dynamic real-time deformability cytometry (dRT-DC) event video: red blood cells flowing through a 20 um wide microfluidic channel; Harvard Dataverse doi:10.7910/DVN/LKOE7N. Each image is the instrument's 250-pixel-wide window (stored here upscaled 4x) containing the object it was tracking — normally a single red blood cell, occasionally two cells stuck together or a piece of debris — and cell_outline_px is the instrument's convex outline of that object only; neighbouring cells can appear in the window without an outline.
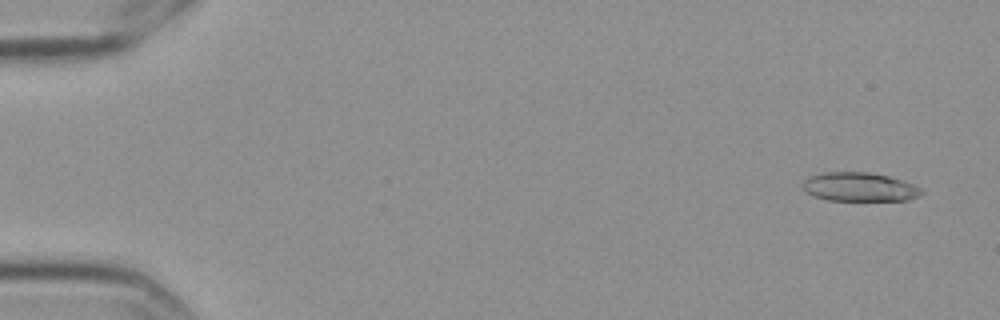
{"species": "Egyptian fruit bat (a non-hibernating species)", "species_latin": "Rousettus aegyptiacus", "temperature_condition": "cold", "stored_images_in_passage": 6, "camera_frame_rate_fps": 3000, "um_per_image_px": 0.085, "frame": {"image": 1, "passage_image": 1, "time_ms": 0.0, "image_size_px": [1000, 320], "cell_outline_px": [[924, 192], [908, 200], [828, 200], [812, 196], [804, 188], [804, 180], [812, 176], [824, 172], [868, 172], [888, 176], [912, 184], [920, 188]], "centroid_in_image_um": [73.05, 15.89], "position_along_channel_um": 12.0, "area_um2": 19.59}}
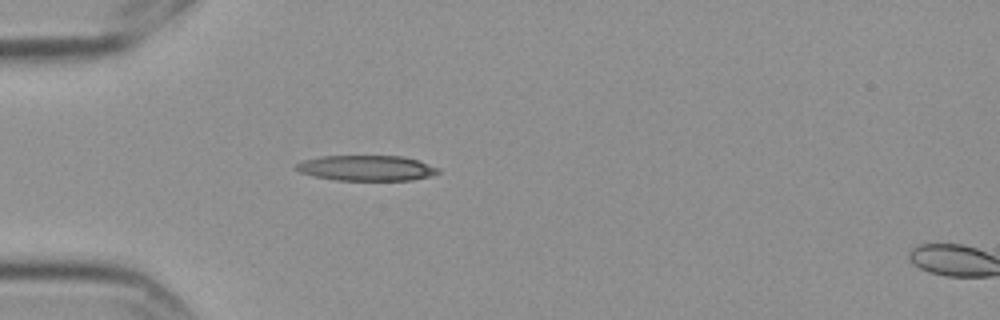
{"frame": {"image": 2, "passage_image": 5, "time_ms": 1.333, "image_size_px": [1000, 320], "cell_outline_px": [[440, 172], [428, 176], [412, 180], [336, 180], [312, 176], [300, 172], [296, 168], [296, 164], [304, 160], [324, 156], [400, 156], [416, 160], [440, 168]], "centroid_in_image_um": [31.14, 14.29], "position_along_channel_um": 53.9, "area_um2": 20.81}}